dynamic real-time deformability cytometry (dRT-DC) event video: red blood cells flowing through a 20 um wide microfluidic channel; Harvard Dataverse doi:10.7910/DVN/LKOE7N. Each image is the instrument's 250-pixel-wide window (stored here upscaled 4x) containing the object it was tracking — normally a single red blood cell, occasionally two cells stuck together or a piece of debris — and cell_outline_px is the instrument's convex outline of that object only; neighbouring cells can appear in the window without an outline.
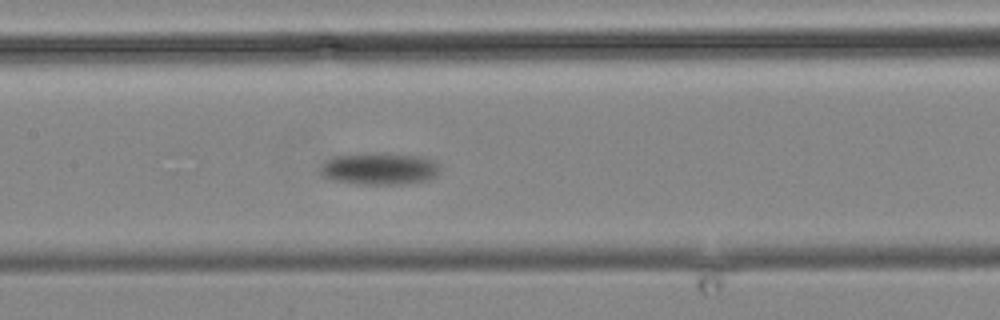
{"species": "common noctule bat (a hibernating species)", "species_latin": "Nyctalus noctula", "temperature_condition": "cold", "stored_images_in_passage": 16, "camera_frame_rate_fps": 3000, "um_per_image_px": 0.085, "animal": {"sex": "male", "body_mass_g": 19.2, "forearm_length_mm": 51.8}, "frame": {"image": 1, "passage_image": 16, "time_ms": 18.0, "image_size_px": [1000, 320], "cell_outline_px": [[436, 176], [424, 180], [400, 184], [356, 184], [336, 180], [324, 176], [320, 172], [324, 164], [332, 156], [364, 152], [420, 156], [432, 160], [436, 164]], "centroid_in_image_um": [32.19, 14.33], "position_along_channel_um": 175.2, "area_um2": 21.85}}